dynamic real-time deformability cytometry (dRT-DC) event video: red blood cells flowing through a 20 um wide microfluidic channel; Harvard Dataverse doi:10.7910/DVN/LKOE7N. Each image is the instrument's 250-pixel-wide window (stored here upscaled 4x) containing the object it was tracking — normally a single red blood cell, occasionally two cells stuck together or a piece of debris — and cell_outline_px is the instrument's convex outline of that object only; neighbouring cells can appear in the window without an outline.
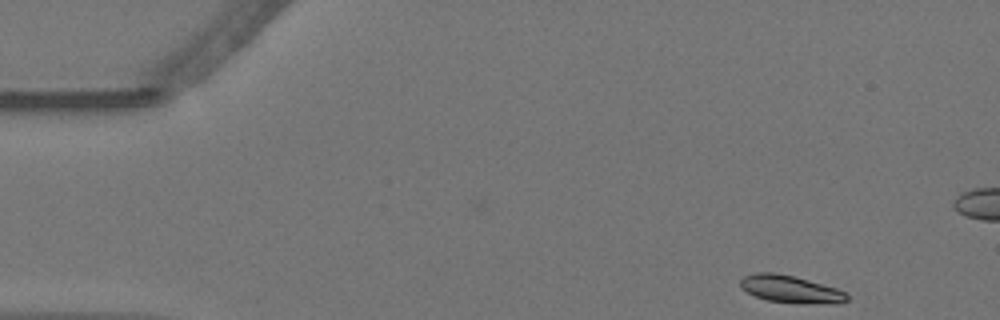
{"species": "Egyptian fruit bat (a non-hibernating species)", "species_latin": "Rousettus aegyptiacus", "temperature_condition": "warm", "stored_images_in_passage": 53, "camera_frame_rate_fps": 3000, "um_per_image_px": 0.085, "animal": {"sex": "female"}, "frame": {"image": 1, "passage_image": 1, "time_ms": 0.0, "image_size_px": [1000, 320], "cell_outline_px": [[848, 300], [836, 304], [832, 304], [768, 300], [756, 296], [740, 288], [740, 280], [744, 276], [752, 272], [776, 272], [808, 280], [836, 288], [844, 292], [848, 296]], "centroid_in_image_um": [67.16, 24.55], "position_along_channel_um": 17.8, "area_um2": 16.65}}
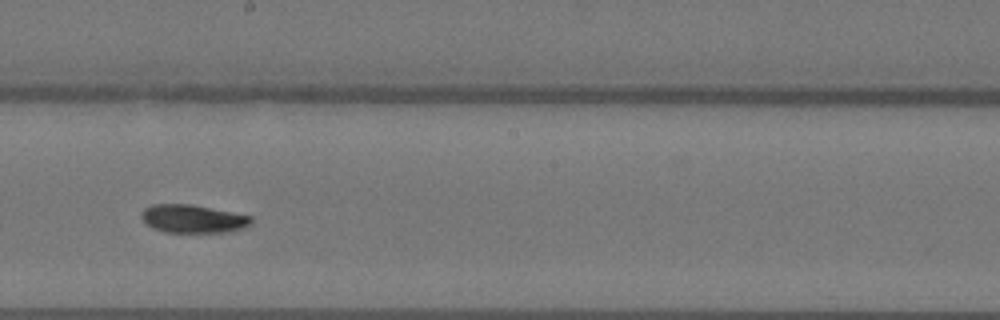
{"frame": {"image": 2, "passage_image": 27, "time_ms": 8.667, "image_size_px": [1000, 320], "cell_outline_px": [[252, 224], [244, 228], [232, 232], [164, 232], [152, 228], [140, 216], [140, 212], [144, 208], [152, 204], [192, 204], [252, 216]], "centroid_in_image_um": [16.41, 18.59], "position_along_channel_um": 231.8, "area_um2": 18.21}}
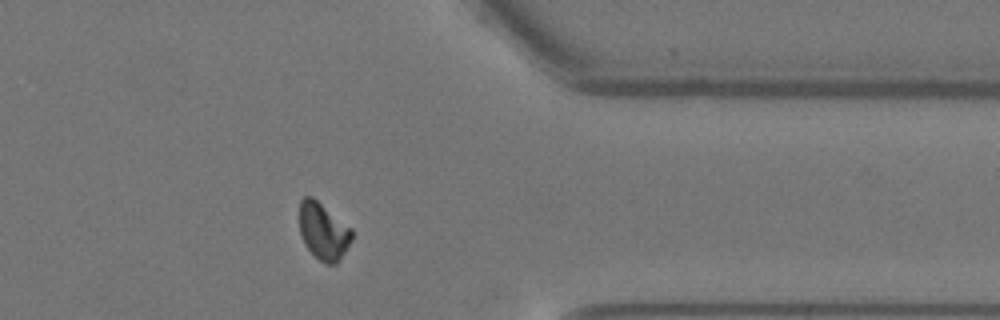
{"frame": {"image": 3, "passage_image": 41, "time_ms": 13.333, "image_size_px": [1000, 320], "cell_outline_px": [[352, 240], [340, 260], [336, 264], [328, 264], [320, 260], [304, 244], [300, 232], [300, 200], [304, 196], [312, 196], [352, 228]], "centroid_in_image_um": [27.5, 19.65], "position_along_channel_um": 383.9, "area_um2": 17.34}, "authors_computed_cell_mechanics": {"area_um2": 17.918, "velocity_mm_per_s": 3.563, "shape_relaxation_time_tau1_ms": 5.1952, "shape_relaxation_time_tau2_ms": 10.6096, "deformation_change_tau1": 0.1489, "deformation_change_tau2": 0.1174}}